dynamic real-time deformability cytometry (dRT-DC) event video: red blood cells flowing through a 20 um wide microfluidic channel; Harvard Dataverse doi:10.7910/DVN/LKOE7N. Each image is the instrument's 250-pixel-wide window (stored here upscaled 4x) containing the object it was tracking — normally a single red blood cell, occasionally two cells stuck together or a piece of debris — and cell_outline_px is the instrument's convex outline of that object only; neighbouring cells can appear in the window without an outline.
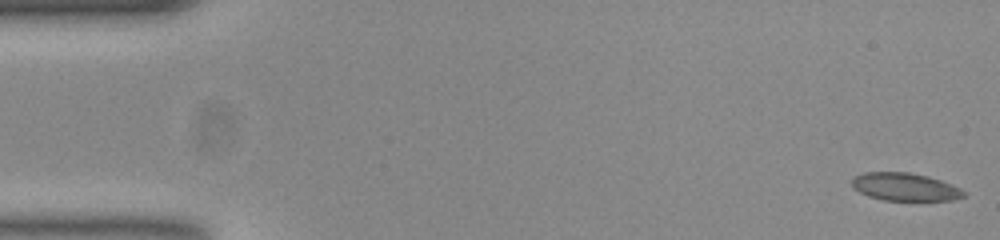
{"species": "common noctule bat (a hibernating species)", "species_latin": "Nyctalus noctula", "temperature_condition": "room temperature", "stored_images_in_passage": 54, "camera_frame_rate_fps": 3000, "um_per_image_px": 0.085, "animal": {"sex": "female", "body_mass_g": 23.0, "forearm_length_mm": 53.4}, "frame": {"image": 1, "passage_image": 1, "time_ms": 0.0, "image_size_px": [1000, 240], "cell_outline_px": [[964, 196], [952, 200], [884, 200], [868, 196], [852, 188], [852, 180], [856, 176], [864, 172], [908, 172], [928, 176], [940, 180], [960, 188], [964, 192]], "centroid_in_image_um": [76.89, 15.88], "position_along_channel_um": 8.1, "area_um2": 17.98}}
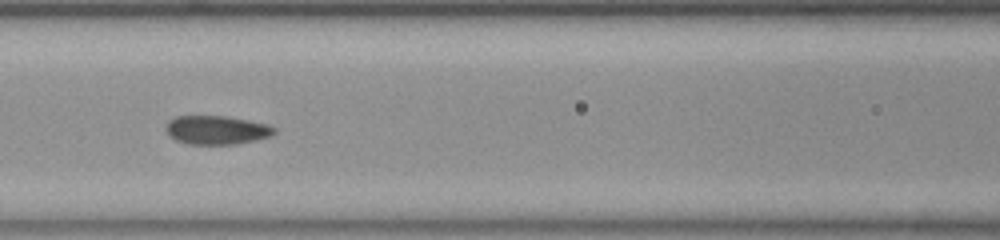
{"frame": {"image": 2, "passage_image": 23, "time_ms": 7.333, "image_size_px": [1000, 240], "cell_outline_px": [[276, 132], [272, 136], [256, 140], [236, 144], [188, 144], [176, 140], [168, 136], [164, 128], [168, 120], [176, 116], [228, 116], [268, 124], [276, 128]], "centroid_in_image_um": [18.4, 11.05], "position_along_channel_um": 148.2, "area_um2": 18.44}}
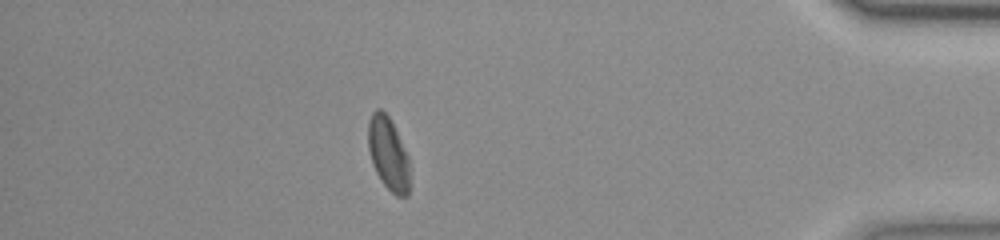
{"frame": {"image": 3, "passage_image": 47, "time_ms": 15.333, "image_size_px": [1000, 240], "cell_outline_px": [[408, 196], [396, 196], [380, 180], [372, 164], [368, 148], [368, 120], [372, 112], [376, 108], [380, 108], [392, 120], [408, 156]], "centroid_in_image_um": [32.97, 13.02], "position_along_channel_um": 402.2, "area_um2": 17.69}, "authors_computed_cell_mechanics": {"area_um2": 18.496, "velocity_mm_per_s": 3.7579, "shape_relaxation_time_tau1_ms": null, "shape_relaxation_time_tau2_ms": 0.8012, "deformation_change_tau1": null, "deformation_change_tau2": 0.0615}}